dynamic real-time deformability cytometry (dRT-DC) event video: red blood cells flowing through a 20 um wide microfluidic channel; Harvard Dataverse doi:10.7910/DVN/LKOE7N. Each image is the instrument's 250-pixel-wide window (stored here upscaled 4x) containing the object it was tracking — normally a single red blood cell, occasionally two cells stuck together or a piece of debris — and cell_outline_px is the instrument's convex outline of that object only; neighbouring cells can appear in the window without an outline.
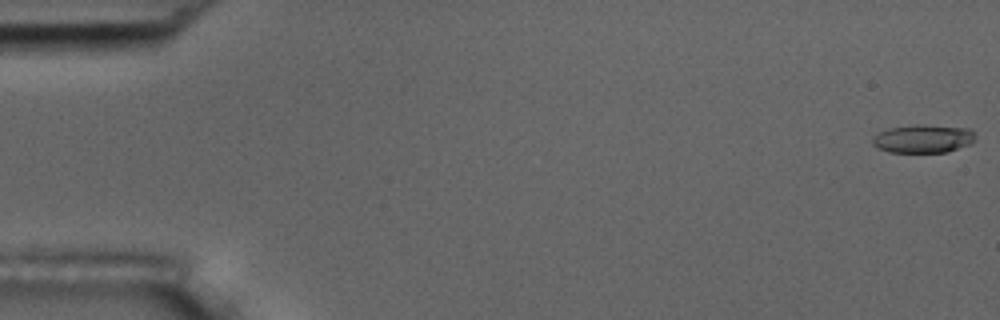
{"species": "common noctule bat (a hibernating species)", "species_latin": "Nyctalus noctula", "temperature_condition": "room temperature", "stored_images_in_passage": 55, "camera_frame_rate_fps": 3000, "um_per_image_px": 0.085, "animal": {"sex": "male", "body_mass_g": 17.5, "forearm_length_mm": 52.3}, "frame": {"image": 1, "passage_image": 1, "time_ms": 0.0, "image_size_px": [1000, 320], "cell_outline_px": [[976, 140], [972, 144], [948, 152], [888, 152], [872, 144], [872, 136], [888, 128], [916, 124], [924, 124], [968, 128], [972, 132]], "centroid_in_image_um": [78.48, 11.78], "position_along_channel_um": 6.5, "area_um2": 17.11}}
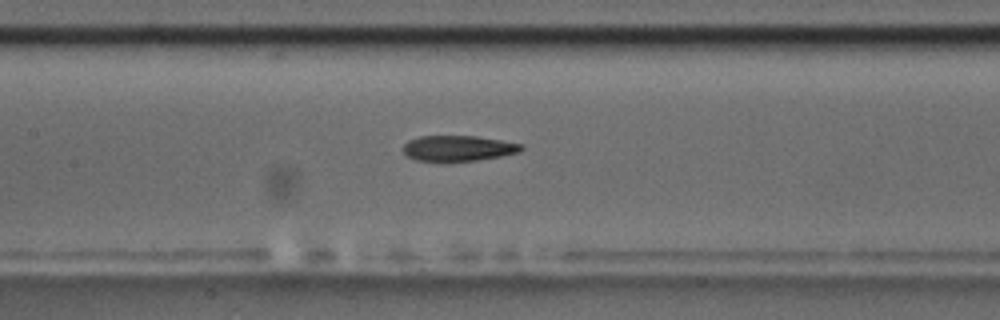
{"frame": {"image": 2, "passage_image": 26, "time_ms": 8.333, "image_size_px": [1000, 320], "cell_outline_px": [[524, 148], [520, 152], [500, 156], [476, 160], [416, 160], [408, 156], [404, 152], [404, 144], [408, 140], [420, 136], [476, 136], [524, 144]], "centroid_in_image_um": [38.98, 12.58], "position_along_channel_um": 168.4, "area_um2": 17.28}}
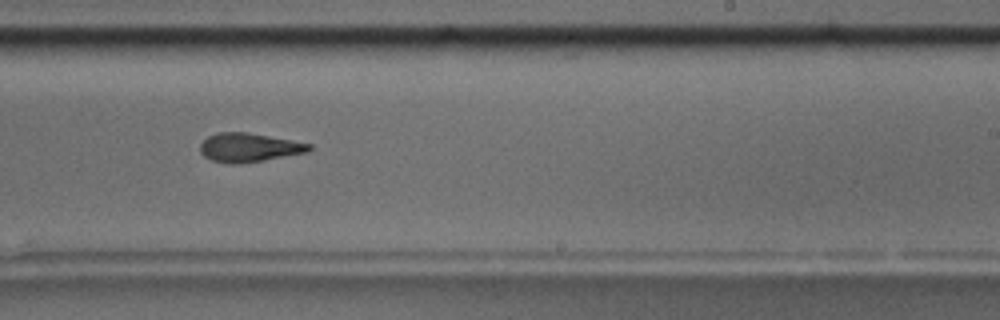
{"frame": {"image": 3, "passage_image": 34, "time_ms": 11.0, "image_size_px": [1000, 320], "cell_outline_px": [[312, 148], [308, 152], [264, 160], [232, 164], [212, 160], [204, 156], [200, 152], [200, 144], [208, 136], [220, 132], [248, 132], [312, 144]], "centroid_in_image_um": [21.16, 12.53], "position_along_channel_um": 267.8, "area_um2": 18.15}, "authors_computed_cell_mechanics": {"area_um2": 18.0914, "velocity_mm_per_s": 3.7453, "shape_relaxation_time_tau1_ms": 6.9858, "shape_relaxation_time_tau2_ms": 5.1389, "deformation_change_tau1": 0.2001, "deformation_change_tau2": 0.1471}}